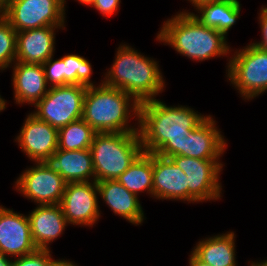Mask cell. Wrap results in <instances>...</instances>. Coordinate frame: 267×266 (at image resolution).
I'll use <instances>...</instances> for the list:
<instances>
[{
	"label": "cell",
	"mask_w": 267,
	"mask_h": 266,
	"mask_svg": "<svg viewBox=\"0 0 267 266\" xmlns=\"http://www.w3.org/2000/svg\"><path fill=\"white\" fill-rule=\"evenodd\" d=\"M190 107L169 106L160 99L140 103L138 132L143 152L184 156L185 139L208 116Z\"/></svg>",
	"instance_id": "cell-1"
},
{
	"label": "cell",
	"mask_w": 267,
	"mask_h": 266,
	"mask_svg": "<svg viewBox=\"0 0 267 266\" xmlns=\"http://www.w3.org/2000/svg\"><path fill=\"white\" fill-rule=\"evenodd\" d=\"M227 40L223 33L203 25L193 15L181 10L163 21L156 36L160 44L200 63L217 57L230 59L232 48Z\"/></svg>",
	"instance_id": "cell-2"
},
{
	"label": "cell",
	"mask_w": 267,
	"mask_h": 266,
	"mask_svg": "<svg viewBox=\"0 0 267 266\" xmlns=\"http://www.w3.org/2000/svg\"><path fill=\"white\" fill-rule=\"evenodd\" d=\"M115 52L112 66L103 72L104 85L123 90L139 103L157 99V95L165 92L167 84L159 61L125 42Z\"/></svg>",
	"instance_id": "cell-3"
},
{
	"label": "cell",
	"mask_w": 267,
	"mask_h": 266,
	"mask_svg": "<svg viewBox=\"0 0 267 266\" xmlns=\"http://www.w3.org/2000/svg\"><path fill=\"white\" fill-rule=\"evenodd\" d=\"M139 107L140 103L123 90L104 84L88 86L82 119L97 133L138 132ZM131 120L136 121L134 125Z\"/></svg>",
	"instance_id": "cell-4"
},
{
	"label": "cell",
	"mask_w": 267,
	"mask_h": 266,
	"mask_svg": "<svg viewBox=\"0 0 267 266\" xmlns=\"http://www.w3.org/2000/svg\"><path fill=\"white\" fill-rule=\"evenodd\" d=\"M95 182L117 180L143 152L139 132L97 133L90 147Z\"/></svg>",
	"instance_id": "cell-5"
},
{
	"label": "cell",
	"mask_w": 267,
	"mask_h": 266,
	"mask_svg": "<svg viewBox=\"0 0 267 266\" xmlns=\"http://www.w3.org/2000/svg\"><path fill=\"white\" fill-rule=\"evenodd\" d=\"M227 62L225 77L242 100L253 101L267 92L266 50H261L249 42L243 48H233Z\"/></svg>",
	"instance_id": "cell-6"
},
{
	"label": "cell",
	"mask_w": 267,
	"mask_h": 266,
	"mask_svg": "<svg viewBox=\"0 0 267 266\" xmlns=\"http://www.w3.org/2000/svg\"><path fill=\"white\" fill-rule=\"evenodd\" d=\"M187 176V204L221 200L223 195L222 160H203L175 155L169 157ZM224 163V164H223Z\"/></svg>",
	"instance_id": "cell-7"
},
{
	"label": "cell",
	"mask_w": 267,
	"mask_h": 266,
	"mask_svg": "<svg viewBox=\"0 0 267 266\" xmlns=\"http://www.w3.org/2000/svg\"><path fill=\"white\" fill-rule=\"evenodd\" d=\"M87 86L65 85L50 87L47 94L37 102L33 114L37 119L60 129L82 118Z\"/></svg>",
	"instance_id": "cell-8"
},
{
	"label": "cell",
	"mask_w": 267,
	"mask_h": 266,
	"mask_svg": "<svg viewBox=\"0 0 267 266\" xmlns=\"http://www.w3.org/2000/svg\"><path fill=\"white\" fill-rule=\"evenodd\" d=\"M66 0H9L1 15L16 32L66 26Z\"/></svg>",
	"instance_id": "cell-9"
},
{
	"label": "cell",
	"mask_w": 267,
	"mask_h": 266,
	"mask_svg": "<svg viewBox=\"0 0 267 266\" xmlns=\"http://www.w3.org/2000/svg\"><path fill=\"white\" fill-rule=\"evenodd\" d=\"M15 180L14 191L35 205L61 203L66 182L61 175L50 170L43 162H33V166L25 168Z\"/></svg>",
	"instance_id": "cell-10"
},
{
	"label": "cell",
	"mask_w": 267,
	"mask_h": 266,
	"mask_svg": "<svg viewBox=\"0 0 267 266\" xmlns=\"http://www.w3.org/2000/svg\"><path fill=\"white\" fill-rule=\"evenodd\" d=\"M98 187L95 181L66 183L61 207L69 225L93 227L101 218Z\"/></svg>",
	"instance_id": "cell-11"
},
{
	"label": "cell",
	"mask_w": 267,
	"mask_h": 266,
	"mask_svg": "<svg viewBox=\"0 0 267 266\" xmlns=\"http://www.w3.org/2000/svg\"><path fill=\"white\" fill-rule=\"evenodd\" d=\"M14 142L33 162H43L58 149V129L28 113Z\"/></svg>",
	"instance_id": "cell-12"
},
{
	"label": "cell",
	"mask_w": 267,
	"mask_h": 266,
	"mask_svg": "<svg viewBox=\"0 0 267 266\" xmlns=\"http://www.w3.org/2000/svg\"><path fill=\"white\" fill-rule=\"evenodd\" d=\"M37 249L28 216L0 205V252L14 259Z\"/></svg>",
	"instance_id": "cell-13"
},
{
	"label": "cell",
	"mask_w": 267,
	"mask_h": 266,
	"mask_svg": "<svg viewBox=\"0 0 267 266\" xmlns=\"http://www.w3.org/2000/svg\"><path fill=\"white\" fill-rule=\"evenodd\" d=\"M212 116L209 114L187 136L184 142V157L221 160L224 156L228 149L227 139Z\"/></svg>",
	"instance_id": "cell-14"
},
{
	"label": "cell",
	"mask_w": 267,
	"mask_h": 266,
	"mask_svg": "<svg viewBox=\"0 0 267 266\" xmlns=\"http://www.w3.org/2000/svg\"><path fill=\"white\" fill-rule=\"evenodd\" d=\"M65 28V26H45L17 32L15 62L43 64L56 52V32L60 29L66 31Z\"/></svg>",
	"instance_id": "cell-15"
},
{
	"label": "cell",
	"mask_w": 267,
	"mask_h": 266,
	"mask_svg": "<svg viewBox=\"0 0 267 266\" xmlns=\"http://www.w3.org/2000/svg\"><path fill=\"white\" fill-rule=\"evenodd\" d=\"M187 179L170 158L153 153V199L187 203Z\"/></svg>",
	"instance_id": "cell-16"
},
{
	"label": "cell",
	"mask_w": 267,
	"mask_h": 266,
	"mask_svg": "<svg viewBox=\"0 0 267 266\" xmlns=\"http://www.w3.org/2000/svg\"><path fill=\"white\" fill-rule=\"evenodd\" d=\"M11 68L14 103L19 106H34L50 88L46 82L43 65L15 62Z\"/></svg>",
	"instance_id": "cell-17"
},
{
	"label": "cell",
	"mask_w": 267,
	"mask_h": 266,
	"mask_svg": "<svg viewBox=\"0 0 267 266\" xmlns=\"http://www.w3.org/2000/svg\"><path fill=\"white\" fill-rule=\"evenodd\" d=\"M27 216L31 236L38 249H51L49 245L59 239L66 227L70 226L60 204L36 205Z\"/></svg>",
	"instance_id": "cell-18"
},
{
	"label": "cell",
	"mask_w": 267,
	"mask_h": 266,
	"mask_svg": "<svg viewBox=\"0 0 267 266\" xmlns=\"http://www.w3.org/2000/svg\"><path fill=\"white\" fill-rule=\"evenodd\" d=\"M100 198L111 211L127 222L141 226L146 220L139 197L129 192L117 180L96 182Z\"/></svg>",
	"instance_id": "cell-19"
},
{
	"label": "cell",
	"mask_w": 267,
	"mask_h": 266,
	"mask_svg": "<svg viewBox=\"0 0 267 266\" xmlns=\"http://www.w3.org/2000/svg\"><path fill=\"white\" fill-rule=\"evenodd\" d=\"M44 165L62 176L66 183L95 181L90 149L59 150L43 161Z\"/></svg>",
	"instance_id": "cell-20"
},
{
	"label": "cell",
	"mask_w": 267,
	"mask_h": 266,
	"mask_svg": "<svg viewBox=\"0 0 267 266\" xmlns=\"http://www.w3.org/2000/svg\"><path fill=\"white\" fill-rule=\"evenodd\" d=\"M235 233L227 231L199 239L190 252L211 266H238Z\"/></svg>",
	"instance_id": "cell-21"
},
{
	"label": "cell",
	"mask_w": 267,
	"mask_h": 266,
	"mask_svg": "<svg viewBox=\"0 0 267 266\" xmlns=\"http://www.w3.org/2000/svg\"><path fill=\"white\" fill-rule=\"evenodd\" d=\"M241 6L240 0H221L200 7L196 14L189 9L181 12L193 15L203 25L216 29L227 37L229 30L241 18Z\"/></svg>",
	"instance_id": "cell-22"
},
{
	"label": "cell",
	"mask_w": 267,
	"mask_h": 266,
	"mask_svg": "<svg viewBox=\"0 0 267 266\" xmlns=\"http://www.w3.org/2000/svg\"><path fill=\"white\" fill-rule=\"evenodd\" d=\"M117 181L138 197L146 192L152 198L153 153L142 152Z\"/></svg>",
	"instance_id": "cell-23"
},
{
	"label": "cell",
	"mask_w": 267,
	"mask_h": 266,
	"mask_svg": "<svg viewBox=\"0 0 267 266\" xmlns=\"http://www.w3.org/2000/svg\"><path fill=\"white\" fill-rule=\"evenodd\" d=\"M97 132L82 118L58 129V149L75 151L90 149Z\"/></svg>",
	"instance_id": "cell-24"
},
{
	"label": "cell",
	"mask_w": 267,
	"mask_h": 266,
	"mask_svg": "<svg viewBox=\"0 0 267 266\" xmlns=\"http://www.w3.org/2000/svg\"><path fill=\"white\" fill-rule=\"evenodd\" d=\"M63 60L64 69V86L65 85H85L99 86L103 84V79L100 83L92 81L93 68L91 62L78 54H66L60 57Z\"/></svg>",
	"instance_id": "cell-25"
},
{
	"label": "cell",
	"mask_w": 267,
	"mask_h": 266,
	"mask_svg": "<svg viewBox=\"0 0 267 266\" xmlns=\"http://www.w3.org/2000/svg\"><path fill=\"white\" fill-rule=\"evenodd\" d=\"M17 32L0 14V71L9 69L16 60Z\"/></svg>",
	"instance_id": "cell-26"
},
{
	"label": "cell",
	"mask_w": 267,
	"mask_h": 266,
	"mask_svg": "<svg viewBox=\"0 0 267 266\" xmlns=\"http://www.w3.org/2000/svg\"><path fill=\"white\" fill-rule=\"evenodd\" d=\"M55 258L51 249H37L33 253L13 259V266H51Z\"/></svg>",
	"instance_id": "cell-27"
},
{
	"label": "cell",
	"mask_w": 267,
	"mask_h": 266,
	"mask_svg": "<svg viewBox=\"0 0 267 266\" xmlns=\"http://www.w3.org/2000/svg\"><path fill=\"white\" fill-rule=\"evenodd\" d=\"M42 65L49 87L64 86V69L63 60L61 58L54 59V56H51Z\"/></svg>",
	"instance_id": "cell-28"
},
{
	"label": "cell",
	"mask_w": 267,
	"mask_h": 266,
	"mask_svg": "<svg viewBox=\"0 0 267 266\" xmlns=\"http://www.w3.org/2000/svg\"><path fill=\"white\" fill-rule=\"evenodd\" d=\"M120 3L121 0H94L90 7L95 8L103 17L109 18L117 15L118 10H120Z\"/></svg>",
	"instance_id": "cell-29"
},
{
	"label": "cell",
	"mask_w": 267,
	"mask_h": 266,
	"mask_svg": "<svg viewBox=\"0 0 267 266\" xmlns=\"http://www.w3.org/2000/svg\"><path fill=\"white\" fill-rule=\"evenodd\" d=\"M258 14V23H259V28L261 31V40L257 41H250L251 44L254 46L260 48L261 50H266L267 51V4L262 5L260 7Z\"/></svg>",
	"instance_id": "cell-30"
},
{
	"label": "cell",
	"mask_w": 267,
	"mask_h": 266,
	"mask_svg": "<svg viewBox=\"0 0 267 266\" xmlns=\"http://www.w3.org/2000/svg\"><path fill=\"white\" fill-rule=\"evenodd\" d=\"M189 3H191L190 5L193 6L195 9L194 11L196 12L200 7L204 6V5H209L212 4L213 2H218L221 0H187Z\"/></svg>",
	"instance_id": "cell-31"
},
{
	"label": "cell",
	"mask_w": 267,
	"mask_h": 266,
	"mask_svg": "<svg viewBox=\"0 0 267 266\" xmlns=\"http://www.w3.org/2000/svg\"><path fill=\"white\" fill-rule=\"evenodd\" d=\"M51 266H79L77 265V263H75V261H70L69 259H55L53 261V263L51 264Z\"/></svg>",
	"instance_id": "cell-32"
},
{
	"label": "cell",
	"mask_w": 267,
	"mask_h": 266,
	"mask_svg": "<svg viewBox=\"0 0 267 266\" xmlns=\"http://www.w3.org/2000/svg\"><path fill=\"white\" fill-rule=\"evenodd\" d=\"M188 264V266H211L199 260L192 252L190 253L188 258Z\"/></svg>",
	"instance_id": "cell-33"
},
{
	"label": "cell",
	"mask_w": 267,
	"mask_h": 266,
	"mask_svg": "<svg viewBox=\"0 0 267 266\" xmlns=\"http://www.w3.org/2000/svg\"><path fill=\"white\" fill-rule=\"evenodd\" d=\"M0 266H13V259L0 252Z\"/></svg>",
	"instance_id": "cell-34"
},
{
	"label": "cell",
	"mask_w": 267,
	"mask_h": 266,
	"mask_svg": "<svg viewBox=\"0 0 267 266\" xmlns=\"http://www.w3.org/2000/svg\"><path fill=\"white\" fill-rule=\"evenodd\" d=\"M250 266H267V259L256 261H250Z\"/></svg>",
	"instance_id": "cell-35"
},
{
	"label": "cell",
	"mask_w": 267,
	"mask_h": 266,
	"mask_svg": "<svg viewBox=\"0 0 267 266\" xmlns=\"http://www.w3.org/2000/svg\"><path fill=\"white\" fill-rule=\"evenodd\" d=\"M7 104V100L0 95V112H3L7 108Z\"/></svg>",
	"instance_id": "cell-36"
},
{
	"label": "cell",
	"mask_w": 267,
	"mask_h": 266,
	"mask_svg": "<svg viewBox=\"0 0 267 266\" xmlns=\"http://www.w3.org/2000/svg\"><path fill=\"white\" fill-rule=\"evenodd\" d=\"M76 2H79L80 4L84 5V6H91L94 2V0H74ZM66 4H67V0H66Z\"/></svg>",
	"instance_id": "cell-37"
},
{
	"label": "cell",
	"mask_w": 267,
	"mask_h": 266,
	"mask_svg": "<svg viewBox=\"0 0 267 266\" xmlns=\"http://www.w3.org/2000/svg\"><path fill=\"white\" fill-rule=\"evenodd\" d=\"M9 0H0V14L6 9Z\"/></svg>",
	"instance_id": "cell-38"
}]
</instances>
